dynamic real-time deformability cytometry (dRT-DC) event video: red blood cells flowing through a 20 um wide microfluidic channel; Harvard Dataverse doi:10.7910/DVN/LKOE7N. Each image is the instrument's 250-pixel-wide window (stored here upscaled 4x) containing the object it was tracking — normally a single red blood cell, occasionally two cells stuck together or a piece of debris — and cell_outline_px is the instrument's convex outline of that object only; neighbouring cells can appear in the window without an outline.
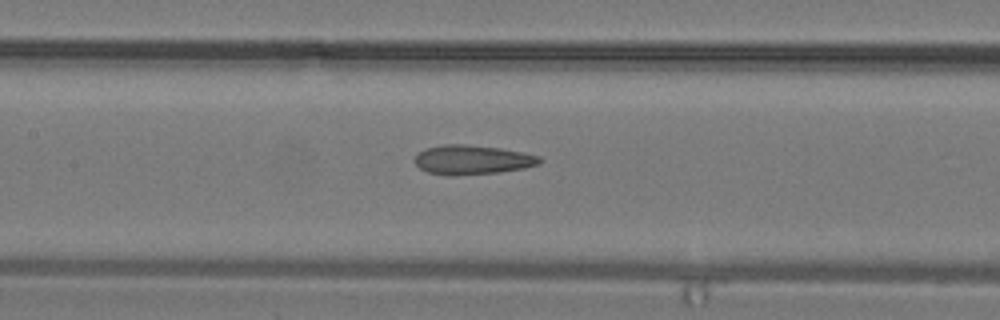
{"species": "common noctule bat (a hibernating species)", "species_latin": "Nyctalus noctula", "temperature_condition": "warm", "stored_images_in_passage": 26, "camera_frame_rate_fps": 3000, "um_per_image_px": 0.085, "animal": {"sex": "male", "body_mass_g": 19.2, "forearm_length_mm": 51.8}, "frame": {"image": 1, "passage_image": 15, "time_ms": 4.667, "image_size_px": [1000, 320], "cell_outline_px": [[544, 160], [540, 164], [524, 168], [500, 172], [452, 176], [428, 172], [420, 168], [412, 160], [424, 148], [444, 144], [468, 144], [500, 148], [524, 152], [540, 156]], "centroid_in_image_um": [40.17, 13.57], "position_along_channel_um": 167.2, "area_um2": 21.62}}
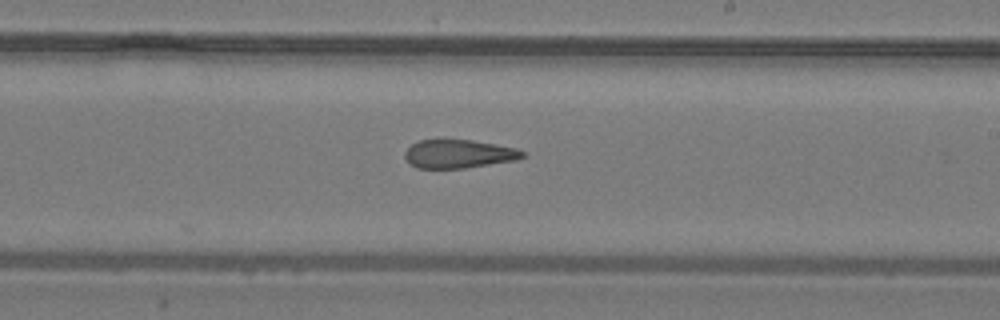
{"frame": {"image": 2, "passage_image": 19, "time_ms": 6.0, "image_size_px": [1000, 320], "cell_outline_px": [[528, 156], [516, 160], [464, 168], [416, 168], [408, 164], [404, 156], [404, 152], [412, 144], [420, 140], [472, 140], [516, 148], [524, 152]], "centroid_in_image_um": [38.98, 13.09], "position_along_channel_um": 250.0, "area_um2": 19.54}}